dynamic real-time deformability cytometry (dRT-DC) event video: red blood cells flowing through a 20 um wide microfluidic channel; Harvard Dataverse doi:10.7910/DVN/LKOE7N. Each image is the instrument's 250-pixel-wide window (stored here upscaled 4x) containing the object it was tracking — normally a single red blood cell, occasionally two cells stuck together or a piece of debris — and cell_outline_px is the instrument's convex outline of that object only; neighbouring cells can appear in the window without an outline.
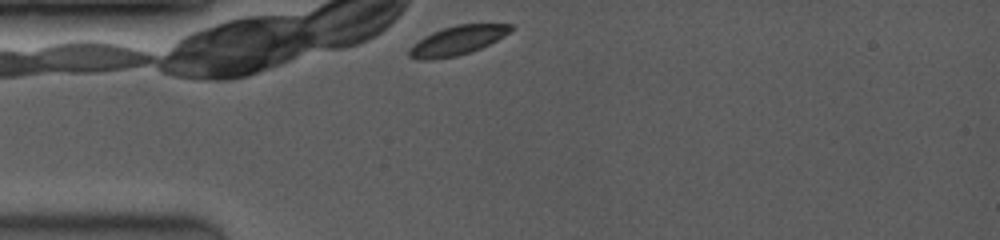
{"species": "common noctule bat (a hibernating species)", "species_latin": "Nyctalus noctula", "temperature_condition": "room temperature", "stored_images_in_passage": 8, "camera_frame_rate_fps": 3500, "um_per_image_px": 0.085, "animal": {"sex": "female", "body_mass_g": 19.0, "forearm_length_mm": 53.3}, "frame": {"image": 1, "passage_image": 1, "time_ms": 0.0, "image_size_px": [1000, 240], "cell_outline_px": [[516, 28], [504, 36], [480, 48], [456, 56], [424, 60], [420, 60], [408, 56], [408, 48], [424, 36], [432, 32], [456, 24], [512, 24]], "centroid_in_image_um": [38.87, 3.43], "position_along_channel_um": 46.1, "area_um2": 17.11}}